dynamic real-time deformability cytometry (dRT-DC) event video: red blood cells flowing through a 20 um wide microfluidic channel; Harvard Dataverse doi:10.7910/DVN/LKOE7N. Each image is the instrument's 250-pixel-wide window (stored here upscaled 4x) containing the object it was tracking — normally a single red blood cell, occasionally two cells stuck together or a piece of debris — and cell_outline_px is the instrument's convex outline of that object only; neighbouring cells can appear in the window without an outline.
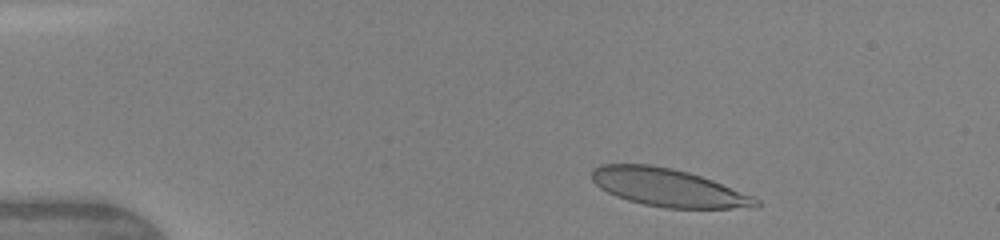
{"species": "human", "species_latin": "Homo sapiens", "temperature_condition": "warm", "stored_images_in_passage": 5, "camera_frame_rate_fps": 3000, "um_per_image_px": 0.085, "donor": {"sex": "female"}, "frame": {"image": 1, "passage_image": 2, "time_ms": 0.667, "image_size_px": [1000, 240], "cell_outline_px": [[760, 204], [756, 208], [664, 208], [644, 204], [628, 200], [616, 196], [600, 188], [592, 180], [592, 168], [600, 164], [648, 164], [672, 168], [688, 172], [712, 180], [752, 196], [760, 200]], "centroid_in_image_um": [56.78, 15.94], "position_along_channel_um": 28.2, "area_um2": 36.13}}
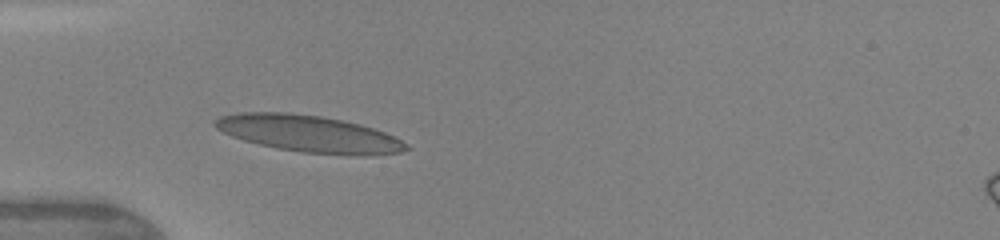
{"frame": {"image": 2, "passage_image": 4, "time_ms": 3.0, "image_size_px": [1000, 240], "cell_outline_px": [[412, 148], [400, 152], [360, 156], [300, 152], [276, 148], [244, 140], [232, 136], [216, 128], [212, 124], [212, 120], [220, 116], [236, 112], [288, 112], [320, 116], [360, 124], [396, 136], [408, 144]], "centroid_in_image_um": [26.25, 11.37], "position_along_channel_um": 58.7, "area_um2": 41.15}}